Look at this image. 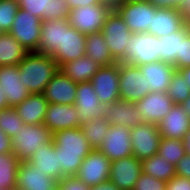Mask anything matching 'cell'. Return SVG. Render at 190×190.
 Returning <instances> with one entry per match:
<instances>
[{
  "label": "cell",
  "instance_id": "48",
  "mask_svg": "<svg viewBox=\"0 0 190 190\" xmlns=\"http://www.w3.org/2000/svg\"><path fill=\"white\" fill-rule=\"evenodd\" d=\"M70 10L83 6L99 4L100 0H65Z\"/></svg>",
  "mask_w": 190,
  "mask_h": 190
},
{
  "label": "cell",
  "instance_id": "43",
  "mask_svg": "<svg viewBox=\"0 0 190 190\" xmlns=\"http://www.w3.org/2000/svg\"><path fill=\"white\" fill-rule=\"evenodd\" d=\"M57 190H90V188L75 176H70L58 182Z\"/></svg>",
  "mask_w": 190,
  "mask_h": 190
},
{
  "label": "cell",
  "instance_id": "44",
  "mask_svg": "<svg viewBox=\"0 0 190 190\" xmlns=\"http://www.w3.org/2000/svg\"><path fill=\"white\" fill-rule=\"evenodd\" d=\"M176 176L190 180V155L186 154L175 166Z\"/></svg>",
  "mask_w": 190,
  "mask_h": 190
},
{
  "label": "cell",
  "instance_id": "14",
  "mask_svg": "<svg viewBox=\"0 0 190 190\" xmlns=\"http://www.w3.org/2000/svg\"><path fill=\"white\" fill-rule=\"evenodd\" d=\"M102 118L113 126H124L129 129L140 123H145L135 103L117 100L113 103L102 104Z\"/></svg>",
  "mask_w": 190,
  "mask_h": 190
},
{
  "label": "cell",
  "instance_id": "52",
  "mask_svg": "<svg viewBox=\"0 0 190 190\" xmlns=\"http://www.w3.org/2000/svg\"><path fill=\"white\" fill-rule=\"evenodd\" d=\"M177 71L182 75L184 81H186V83L190 87V67L178 69Z\"/></svg>",
  "mask_w": 190,
  "mask_h": 190
},
{
  "label": "cell",
  "instance_id": "33",
  "mask_svg": "<svg viewBox=\"0 0 190 190\" xmlns=\"http://www.w3.org/2000/svg\"><path fill=\"white\" fill-rule=\"evenodd\" d=\"M142 173L150 175L158 180L171 181L176 176L175 166L160 154L151 156L148 159L141 161Z\"/></svg>",
  "mask_w": 190,
  "mask_h": 190
},
{
  "label": "cell",
  "instance_id": "39",
  "mask_svg": "<svg viewBox=\"0 0 190 190\" xmlns=\"http://www.w3.org/2000/svg\"><path fill=\"white\" fill-rule=\"evenodd\" d=\"M166 93L172 99L173 103L177 105H181L190 97V87L177 70L172 75Z\"/></svg>",
  "mask_w": 190,
  "mask_h": 190
},
{
  "label": "cell",
  "instance_id": "36",
  "mask_svg": "<svg viewBox=\"0 0 190 190\" xmlns=\"http://www.w3.org/2000/svg\"><path fill=\"white\" fill-rule=\"evenodd\" d=\"M111 124L105 118H93L88 122L81 123V130L93 149H99L105 140Z\"/></svg>",
  "mask_w": 190,
  "mask_h": 190
},
{
  "label": "cell",
  "instance_id": "35",
  "mask_svg": "<svg viewBox=\"0 0 190 190\" xmlns=\"http://www.w3.org/2000/svg\"><path fill=\"white\" fill-rule=\"evenodd\" d=\"M19 163L20 161L12 152L0 154V190L16 188Z\"/></svg>",
  "mask_w": 190,
  "mask_h": 190
},
{
  "label": "cell",
  "instance_id": "1",
  "mask_svg": "<svg viewBox=\"0 0 190 190\" xmlns=\"http://www.w3.org/2000/svg\"><path fill=\"white\" fill-rule=\"evenodd\" d=\"M53 143L58 156V182L64 177L75 176L93 150L80 127L54 132Z\"/></svg>",
  "mask_w": 190,
  "mask_h": 190
},
{
  "label": "cell",
  "instance_id": "17",
  "mask_svg": "<svg viewBox=\"0 0 190 190\" xmlns=\"http://www.w3.org/2000/svg\"><path fill=\"white\" fill-rule=\"evenodd\" d=\"M20 80L17 65L0 66V89L6 96L9 107L15 108L30 95Z\"/></svg>",
  "mask_w": 190,
  "mask_h": 190
},
{
  "label": "cell",
  "instance_id": "3",
  "mask_svg": "<svg viewBox=\"0 0 190 190\" xmlns=\"http://www.w3.org/2000/svg\"><path fill=\"white\" fill-rule=\"evenodd\" d=\"M53 133L44 125L23 124L18 135L11 138L12 153L20 162L28 161L37 149L50 145Z\"/></svg>",
  "mask_w": 190,
  "mask_h": 190
},
{
  "label": "cell",
  "instance_id": "12",
  "mask_svg": "<svg viewBox=\"0 0 190 190\" xmlns=\"http://www.w3.org/2000/svg\"><path fill=\"white\" fill-rule=\"evenodd\" d=\"M90 82L101 104L106 105L119 100V62L102 66Z\"/></svg>",
  "mask_w": 190,
  "mask_h": 190
},
{
  "label": "cell",
  "instance_id": "40",
  "mask_svg": "<svg viewBox=\"0 0 190 190\" xmlns=\"http://www.w3.org/2000/svg\"><path fill=\"white\" fill-rule=\"evenodd\" d=\"M19 8L18 0H0V33L10 31Z\"/></svg>",
  "mask_w": 190,
  "mask_h": 190
},
{
  "label": "cell",
  "instance_id": "21",
  "mask_svg": "<svg viewBox=\"0 0 190 190\" xmlns=\"http://www.w3.org/2000/svg\"><path fill=\"white\" fill-rule=\"evenodd\" d=\"M18 4L41 20L67 19L70 11L65 0H18Z\"/></svg>",
  "mask_w": 190,
  "mask_h": 190
},
{
  "label": "cell",
  "instance_id": "10",
  "mask_svg": "<svg viewBox=\"0 0 190 190\" xmlns=\"http://www.w3.org/2000/svg\"><path fill=\"white\" fill-rule=\"evenodd\" d=\"M111 161L99 150L93 149L83 160L75 175L89 188L109 181Z\"/></svg>",
  "mask_w": 190,
  "mask_h": 190
},
{
  "label": "cell",
  "instance_id": "30",
  "mask_svg": "<svg viewBox=\"0 0 190 190\" xmlns=\"http://www.w3.org/2000/svg\"><path fill=\"white\" fill-rule=\"evenodd\" d=\"M27 162L58 181V156L53 142L37 149Z\"/></svg>",
  "mask_w": 190,
  "mask_h": 190
},
{
  "label": "cell",
  "instance_id": "4",
  "mask_svg": "<svg viewBox=\"0 0 190 190\" xmlns=\"http://www.w3.org/2000/svg\"><path fill=\"white\" fill-rule=\"evenodd\" d=\"M160 39L149 33L132 34L121 63L139 66L160 61Z\"/></svg>",
  "mask_w": 190,
  "mask_h": 190
},
{
  "label": "cell",
  "instance_id": "49",
  "mask_svg": "<svg viewBox=\"0 0 190 190\" xmlns=\"http://www.w3.org/2000/svg\"><path fill=\"white\" fill-rule=\"evenodd\" d=\"M90 190H120V189L112 182L107 181L97 186L90 187Z\"/></svg>",
  "mask_w": 190,
  "mask_h": 190
},
{
  "label": "cell",
  "instance_id": "20",
  "mask_svg": "<svg viewBox=\"0 0 190 190\" xmlns=\"http://www.w3.org/2000/svg\"><path fill=\"white\" fill-rule=\"evenodd\" d=\"M77 85L78 83L65 76L59 69L42 94L49 104L72 105L76 99Z\"/></svg>",
  "mask_w": 190,
  "mask_h": 190
},
{
  "label": "cell",
  "instance_id": "11",
  "mask_svg": "<svg viewBox=\"0 0 190 190\" xmlns=\"http://www.w3.org/2000/svg\"><path fill=\"white\" fill-rule=\"evenodd\" d=\"M119 91L121 100L133 103L150 93L145 76L138 66L119 62Z\"/></svg>",
  "mask_w": 190,
  "mask_h": 190
},
{
  "label": "cell",
  "instance_id": "51",
  "mask_svg": "<svg viewBox=\"0 0 190 190\" xmlns=\"http://www.w3.org/2000/svg\"><path fill=\"white\" fill-rule=\"evenodd\" d=\"M180 10L183 13L185 20H189L190 19V0H184Z\"/></svg>",
  "mask_w": 190,
  "mask_h": 190
},
{
  "label": "cell",
  "instance_id": "5",
  "mask_svg": "<svg viewBox=\"0 0 190 190\" xmlns=\"http://www.w3.org/2000/svg\"><path fill=\"white\" fill-rule=\"evenodd\" d=\"M101 33L116 62H120L129 48L132 32L116 10L107 15Z\"/></svg>",
  "mask_w": 190,
  "mask_h": 190
},
{
  "label": "cell",
  "instance_id": "41",
  "mask_svg": "<svg viewBox=\"0 0 190 190\" xmlns=\"http://www.w3.org/2000/svg\"><path fill=\"white\" fill-rule=\"evenodd\" d=\"M167 181L141 173L133 190H166Z\"/></svg>",
  "mask_w": 190,
  "mask_h": 190
},
{
  "label": "cell",
  "instance_id": "7",
  "mask_svg": "<svg viewBox=\"0 0 190 190\" xmlns=\"http://www.w3.org/2000/svg\"><path fill=\"white\" fill-rule=\"evenodd\" d=\"M111 9L104 4H95L75 8L69 11L68 21L78 32L93 34L101 32Z\"/></svg>",
  "mask_w": 190,
  "mask_h": 190
},
{
  "label": "cell",
  "instance_id": "25",
  "mask_svg": "<svg viewBox=\"0 0 190 190\" xmlns=\"http://www.w3.org/2000/svg\"><path fill=\"white\" fill-rule=\"evenodd\" d=\"M184 26L185 18L180 9L158 8L148 33L160 38L178 32Z\"/></svg>",
  "mask_w": 190,
  "mask_h": 190
},
{
  "label": "cell",
  "instance_id": "19",
  "mask_svg": "<svg viewBox=\"0 0 190 190\" xmlns=\"http://www.w3.org/2000/svg\"><path fill=\"white\" fill-rule=\"evenodd\" d=\"M43 124L52 132L81 126L77 108L72 105L48 104Z\"/></svg>",
  "mask_w": 190,
  "mask_h": 190
},
{
  "label": "cell",
  "instance_id": "26",
  "mask_svg": "<svg viewBox=\"0 0 190 190\" xmlns=\"http://www.w3.org/2000/svg\"><path fill=\"white\" fill-rule=\"evenodd\" d=\"M145 81L147 82V90L150 92H167L173 73L176 71L171 64L158 61L154 63L138 66Z\"/></svg>",
  "mask_w": 190,
  "mask_h": 190
},
{
  "label": "cell",
  "instance_id": "55",
  "mask_svg": "<svg viewBox=\"0 0 190 190\" xmlns=\"http://www.w3.org/2000/svg\"><path fill=\"white\" fill-rule=\"evenodd\" d=\"M181 107L183 108L187 116L190 117V97L181 104Z\"/></svg>",
  "mask_w": 190,
  "mask_h": 190
},
{
  "label": "cell",
  "instance_id": "38",
  "mask_svg": "<svg viewBox=\"0 0 190 190\" xmlns=\"http://www.w3.org/2000/svg\"><path fill=\"white\" fill-rule=\"evenodd\" d=\"M23 121L13 107L0 110V129L10 138L18 135L22 129Z\"/></svg>",
  "mask_w": 190,
  "mask_h": 190
},
{
  "label": "cell",
  "instance_id": "31",
  "mask_svg": "<svg viewBox=\"0 0 190 190\" xmlns=\"http://www.w3.org/2000/svg\"><path fill=\"white\" fill-rule=\"evenodd\" d=\"M28 50L8 32L0 33V66L19 65Z\"/></svg>",
  "mask_w": 190,
  "mask_h": 190
},
{
  "label": "cell",
  "instance_id": "34",
  "mask_svg": "<svg viewBox=\"0 0 190 190\" xmlns=\"http://www.w3.org/2000/svg\"><path fill=\"white\" fill-rule=\"evenodd\" d=\"M188 32L184 26L180 31L173 34L160 37V61L175 66V63L180 59L181 38Z\"/></svg>",
  "mask_w": 190,
  "mask_h": 190
},
{
  "label": "cell",
  "instance_id": "9",
  "mask_svg": "<svg viewBox=\"0 0 190 190\" xmlns=\"http://www.w3.org/2000/svg\"><path fill=\"white\" fill-rule=\"evenodd\" d=\"M130 134L132 153L139 161L157 154L162 138L157 124L140 123L130 129Z\"/></svg>",
  "mask_w": 190,
  "mask_h": 190
},
{
  "label": "cell",
  "instance_id": "46",
  "mask_svg": "<svg viewBox=\"0 0 190 190\" xmlns=\"http://www.w3.org/2000/svg\"><path fill=\"white\" fill-rule=\"evenodd\" d=\"M158 8H176L181 9L184 0H149Z\"/></svg>",
  "mask_w": 190,
  "mask_h": 190
},
{
  "label": "cell",
  "instance_id": "22",
  "mask_svg": "<svg viewBox=\"0 0 190 190\" xmlns=\"http://www.w3.org/2000/svg\"><path fill=\"white\" fill-rule=\"evenodd\" d=\"M86 35L78 32L73 26L63 29L62 49H58L52 58L59 67L66 62L85 56Z\"/></svg>",
  "mask_w": 190,
  "mask_h": 190
},
{
  "label": "cell",
  "instance_id": "16",
  "mask_svg": "<svg viewBox=\"0 0 190 190\" xmlns=\"http://www.w3.org/2000/svg\"><path fill=\"white\" fill-rule=\"evenodd\" d=\"M145 123L158 124L174 105L166 92H150L145 97L135 102Z\"/></svg>",
  "mask_w": 190,
  "mask_h": 190
},
{
  "label": "cell",
  "instance_id": "18",
  "mask_svg": "<svg viewBox=\"0 0 190 190\" xmlns=\"http://www.w3.org/2000/svg\"><path fill=\"white\" fill-rule=\"evenodd\" d=\"M57 186L56 179L47 176L31 163H19L16 178V188L19 190H57Z\"/></svg>",
  "mask_w": 190,
  "mask_h": 190
},
{
  "label": "cell",
  "instance_id": "57",
  "mask_svg": "<svg viewBox=\"0 0 190 190\" xmlns=\"http://www.w3.org/2000/svg\"><path fill=\"white\" fill-rule=\"evenodd\" d=\"M139 1H149V0H123V2H139Z\"/></svg>",
  "mask_w": 190,
  "mask_h": 190
},
{
  "label": "cell",
  "instance_id": "54",
  "mask_svg": "<svg viewBox=\"0 0 190 190\" xmlns=\"http://www.w3.org/2000/svg\"><path fill=\"white\" fill-rule=\"evenodd\" d=\"M5 108H9L6 96L3 95V92L0 89V110H3Z\"/></svg>",
  "mask_w": 190,
  "mask_h": 190
},
{
  "label": "cell",
  "instance_id": "6",
  "mask_svg": "<svg viewBox=\"0 0 190 190\" xmlns=\"http://www.w3.org/2000/svg\"><path fill=\"white\" fill-rule=\"evenodd\" d=\"M158 7L150 1L123 2L115 10L133 34L148 33Z\"/></svg>",
  "mask_w": 190,
  "mask_h": 190
},
{
  "label": "cell",
  "instance_id": "29",
  "mask_svg": "<svg viewBox=\"0 0 190 190\" xmlns=\"http://www.w3.org/2000/svg\"><path fill=\"white\" fill-rule=\"evenodd\" d=\"M102 66L88 56L66 62L59 67L60 71L75 83L90 82Z\"/></svg>",
  "mask_w": 190,
  "mask_h": 190
},
{
  "label": "cell",
  "instance_id": "15",
  "mask_svg": "<svg viewBox=\"0 0 190 190\" xmlns=\"http://www.w3.org/2000/svg\"><path fill=\"white\" fill-rule=\"evenodd\" d=\"M141 173V161L131 155L111 162L109 181L120 190H133Z\"/></svg>",
  "mask_w": 190,
  "mask_h": 190
},
{
  "label": "cell",
  "instance_id": "50",
  "mask_svg": "<svg viewBox=\"0 0 190 190\" xmlns=\"http://www.w3.org/2000/svg\"><path fill=\"white\" fill-rule=\"evenodd\" d=\"M100 3L108 6L111 10H115L123 3V0H100Z\"/></svg>",
  "mask_w": 190,
  "mask_h": 190
},
{
  "label": "cell",
  "instance_id": "8",
  "mask_svg": "<svg viewBox=\"0 0 190 190\" xmlns=\"http://www.w3.org/2000/svg\"><path fill=\"white\" fill-rule=\"evenodd\" d=\"M41 23V19L19 8L8 33L14 36L28 52H38V45L41 39Z\"/></svg>",
  "mask_w": 190,
  "mask_h": 190
},
{
  "label": "cell",
  "instance_id": "23",
  "mask_svg": "<svg viewBox=\"0 0 190 190\" xmlns=\"http://www.w3.org/2000/svg\"><path fill=\"white\" fill-rule=\"evenodd\" d=\"M76 93L73 105L77 108L81 123L102 117V104L98 100L91 82L78 83Z\"/></svg>",
  "mask_w": 190,
  "mask_h": 190
},
{
  "label": "cell",
  "instance_id": "28",
  "mask_svg": "<svg viewBox=\"0 0 190 190\" xmlns=\"http://www.w3.org/2000/svg\"><path fill=\"white\" fill-rule=\"evenodd\" d=\"M48 101L42 93L30 94L23 102L15 107L23 123L28 125L43 124L47 112Z\"/></svg>",
  "mask_w": 190,
  "mask_h": 190
},
{
  "label": "cell",
  "instance_id": "37",
  "mask_svg": "<svg viewBox=\"0 0 190 190\" xmlns=\"http://www.w3.org/2000/svg\"><path fill=\"white\" fill-rule=\"evenodd\" d=\"M174 166L186 155L182 139L161 138L158 152Z\"/></svg>",
  "mask_w": 190,
  "mask_h": 190
},
{
  "label": "cell",
  "instance_id": "24",
  "mask_svg": "<svg viewBox=\"0 0 190 190\" xmlns=\"http://www.w3.org/2000/svg\"><path fill=\"white\" fill-rule=\"evenodd\" d=\"M70 26L68 18L42 20L38 52L52 56L58 49H62L63 29Z\"/></svg>",
  "mask_w": 190,
  "mask_h": 190
},
{
  "label": "cell",
  "instance_id": "45",
  "mask_svg": "<svg viewBox=\"0 0 190 190\" xmlns=\"http://www.w3.org/2000/svg\"><path fill=\"white\" fill-rule=\"evenodd\" d=\"M166 190H190V180L174 176L171 181L167 182Z\"/></svg>",
  "mask_w": 190,
  "mask_h": 190
},
{
  "label": "cell",
  "instance_id": "27",
  "mask_svg": "<svg viewBox=\"0 0 190 190\" xmlns=\"http://www.w3.org/2000/svg\"><path fill=\"white\" fill-rule=\"evenodd\" d=\"M157 126L162 138L183 140L190 129V117L187 116L181 105L174 104Z\"/></svg>",
  "mask_w": 190,
  "mask_h": 190
},
{
  "label": "cell",
  "instance_id": "53",
  "mask_svg": "<svg viewBox=\"0 0 190 190\" xmlns=\"http://www.w3.org/2000/svg\"><path fill=\"white\" fill-rule=\"evenodd\" d=\"M184 148L186 150V154L190 155V129L185 134V137L183 139Z\"/></svg>",
  "mask_w": 190,
  "mask_h": 190
},
{
  "label": "cell",
  "instance_id": "56",
  "mask_svg": "<svg viewBox=\"0 0 190 190\" xmlns=\"http://www.w3.org/2000/svg\"><path fill=\"white\" fill-rule=\"evenodd\" d=\"M185 27L187 28L188 33L190 35V19L189 20H185Z\"/></svg>",
  "mask_w": 190,
  "mask_h": 190
},
{
  "label": "cell",
  "instance_id": "42",
  "mask_svg": "<svg viewBox=\"0 0 190 190\" xmlns=\"http://www.w3.org/2000/svg\"><path fill=\"white\" fill-rule=\"evenodd\" d=\"M174 67L176 70L190 67V35L188 32L181 38L180 59L176 61Z\"/></svg>",
  "mask_w": 190,
  "mask_h": 190
},
{
  "label": "cell",
  "instance_id": "13",
  "mask_svg": "<svg viewBox=\"0 0 190 190\" xmlns=\"http://www.w3.org/2000/svg\"><path fill=\"white\" fill-rule=\"evenodd\" d=\"M98 150L111 162L133 155L130 129L111 125Z\"/></svg>",
  "mask_w": 190,
  "mask_h": 190
},
{
  "label": "cell",
  "instance_id": "32",
  "mask_svg": "<svg viewBox=\"0 0 190 190\" xmlns=\"http://www.w3.org/2000/svg\"><path fill=\"white\" fill-rule=\"evenodd\" d=\"M85 55L93 59L101 66H108L117 63L105 42L101 32L86 35Z\"/></svg>",
  "mask_w": 190,
  "mask_h": 190
},
{
  "label": "cell",
  "instance_id": "2",
  "mask_svg": "<svg viewBox=\"0 0 190 190\" xmlns=\"http://www.w3.org/2000/svg\"><path fill=\"white\" fill-rule=\"evenodd\" d=\"M20 81L30 94L43 93L46 85L59 70L52 56L36 51L28 52L18 65Z\"/></svg>",
  "mask_w": 190,
  "mask_h": 190
},
{
  "label": "cell",
  "instance_id": "47",
  "mask_svg": "<svg viewBox=\"0 0 190 190\" xmlns=\"http://www.w3.org/2000/svg\"><path fill=\"white\" fill-rule=\"evenodd\" d=\"M11 138L0 129V154L11 153Z\"/></svg>",
  "mask_w": 190,
  "mask_h": 190
}]
</instances>
